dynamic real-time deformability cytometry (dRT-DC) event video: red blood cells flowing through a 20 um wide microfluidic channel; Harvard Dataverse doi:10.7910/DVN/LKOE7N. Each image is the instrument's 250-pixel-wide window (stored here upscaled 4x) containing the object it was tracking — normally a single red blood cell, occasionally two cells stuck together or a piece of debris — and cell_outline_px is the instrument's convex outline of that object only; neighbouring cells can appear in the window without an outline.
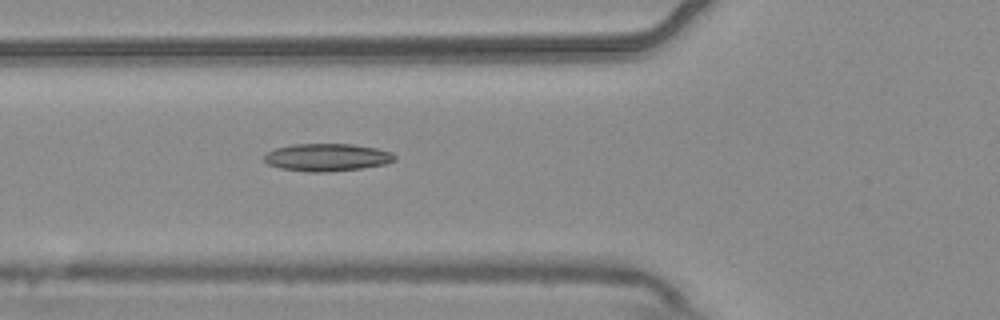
{"species": "common noctule bat (a hibernating species)", "species_latin": "Nyctalus noctula", "temperature_condition": "warm", "stored_images_in_passage": 2, "camera_frame_rate_fps": 3000, "um_per_image_px": 0.085, "animal": {"sex": "male", "body_mass_g": 20.4}, "frame": {"image": 1, "passage_image": 2, "time_ms": 0.333, "image_size_px": [1000, 320], "cell_outline_px": [[396, 160], [384, 164], [360, 168], [328, 172], [308, 172], [280, 168], [268, 164], [264, 160], [264, 156], [268, 152], [276, 148], [292, 144], [352, 144], [376, 148], [392, 152], [396, 156]], "centroid_in_image_um": [27.8, 13.37], "position_along_channel_um": 98.0, "area_um2": 20.92}}